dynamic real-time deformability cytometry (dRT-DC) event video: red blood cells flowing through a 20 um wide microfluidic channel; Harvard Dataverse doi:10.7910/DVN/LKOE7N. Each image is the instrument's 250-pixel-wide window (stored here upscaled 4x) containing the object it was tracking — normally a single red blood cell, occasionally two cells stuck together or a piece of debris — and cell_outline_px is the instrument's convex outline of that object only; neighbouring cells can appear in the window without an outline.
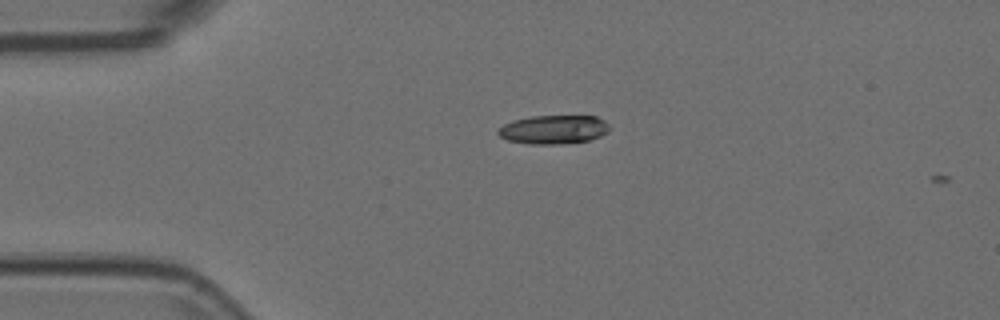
{"species": "Egyptian fruit bat (a non-hibernating species)", "species_latin": "Rousettus aegyptiacus", "temperature_condition": "room temperature", "stored_images_in_passage": 2, "camera_frame_rate_fps": 3000, "um_per_image_px": 0.085, "animal": {"sex": "female"}, "frame": {"image": 1, "passage_image": 1, "time_ms": 0.0, "image_size_px": [1000, 320], "cell_outline_px": [[608, 132], [600, 136], [588, 140], [556, 144], [532, 144], [508, 140], [500, 136], [496, 132], [504, 124], [512, 120], [532, 116], [596, 116], [604, 120], [608, 124]], "centroid_in_image_um": [47.04, 11.0], "position_along_channel_um": 38.0, "area_um2": 18.5}}